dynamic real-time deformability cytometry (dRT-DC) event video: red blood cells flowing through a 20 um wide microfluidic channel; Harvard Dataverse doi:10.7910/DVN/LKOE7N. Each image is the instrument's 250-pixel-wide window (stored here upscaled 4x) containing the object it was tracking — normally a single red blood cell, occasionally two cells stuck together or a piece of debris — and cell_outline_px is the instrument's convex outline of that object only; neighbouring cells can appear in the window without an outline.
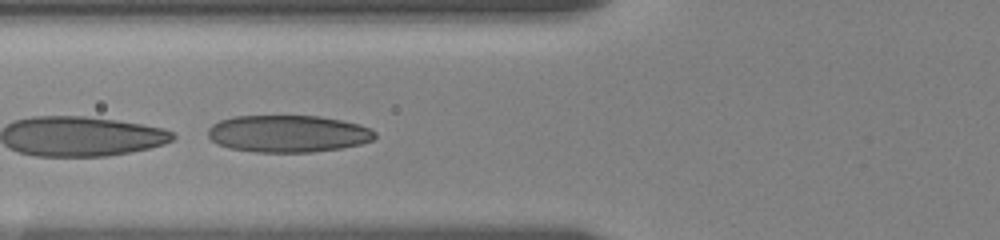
{"species": "human", "species_latin": "Homo sapiens", "temperature_condition": "room temperature", "stored_images_in_passage": 25, "camera_frame_rate_fps": 3000, "um_per_image_px": 0.085, "donor": {"sex": "female"}, "frame": {"image": 1, "passage_image": 18, "time_ms": 5.667, "image_size_px": [1000, 240], "cell_outline_px": [[376, 136], [372, 140], [360, 144], [340, 148], [312, 152], [256, 152], [228, 148], [212, 140], [208, 136], [208, 128], [212, 124], [220, 120], [236, 116], [320, 116], [360, 124], [372, 128], [376, 132]], "centroid_in_image_um": [24.5, 11.36], "position_along_channel_um": 101.3, "area_um2": 36.13}}